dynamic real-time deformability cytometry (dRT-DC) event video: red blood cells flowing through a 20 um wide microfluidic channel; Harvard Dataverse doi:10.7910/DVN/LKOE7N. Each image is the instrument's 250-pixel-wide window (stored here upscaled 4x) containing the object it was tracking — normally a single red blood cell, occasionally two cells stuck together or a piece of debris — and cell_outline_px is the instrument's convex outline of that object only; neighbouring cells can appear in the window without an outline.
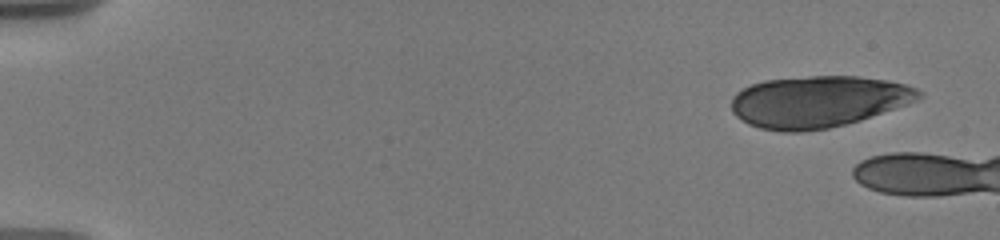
{"species": "human", "species_latin": "Homo sapiens", "temperature_condition": "warm", "stored_images_in_passage": 4, "camera_frame_rate_fps": 3000, "um_per_image_px": 0.085, "donor": {"sex": "male"}, "frame": {"image": 1, "passage_image": 1, "time_ms": 0.0, "image_size_px": [1000, 240], "cell_outline_px": [[924, 96], [916, 100], [860, 120], [828, 128], [804, 132], [780, 132], [760, 128], [748, 124], [736, 116], [732, 112], [732, 96], [736, 92], [752, 84], [764, 80], [808, 76], [860, 76], [888, 80], [908, 84], [924, 92]], "centroid_in_image_um": [69.54, 8.63], "position_along_channel_um": 15.5, "area_um2": 56.53}}